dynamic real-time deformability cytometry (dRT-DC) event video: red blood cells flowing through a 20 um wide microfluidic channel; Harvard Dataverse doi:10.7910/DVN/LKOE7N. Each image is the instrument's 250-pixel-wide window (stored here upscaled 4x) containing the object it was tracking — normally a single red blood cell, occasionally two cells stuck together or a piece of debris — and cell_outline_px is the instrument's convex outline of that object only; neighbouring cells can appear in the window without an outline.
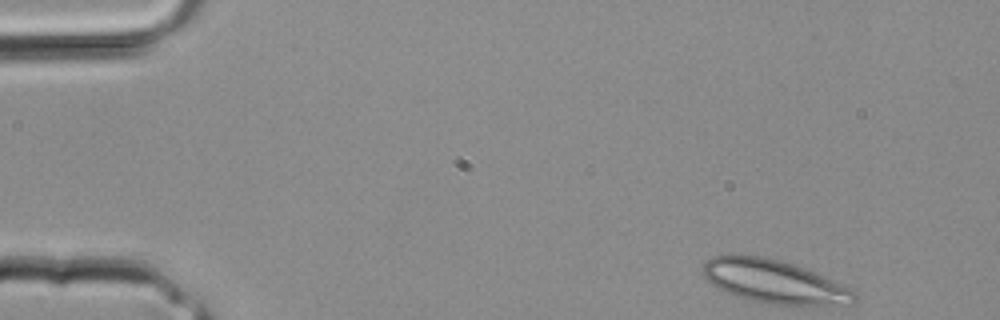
{"species": "common noctule bat (a hibernating species)", "species_latin": "Nyctalus noctula", "temperature_condition": "room temperature", "stored_images_in_passage": 2, "camera_frame_rate_fps": 3000, "um_per_image_px": 0.085, "animal": {"sex": "male", "body_mass_g": 20.4}, "frame": {"image": 1, "passage_image": 2, "time_ms": 0.333, "image_size_px": [1000, 320], "cell_outline_px": [[856, 300], [852, 304], [760, 304], [736, 296], [712, 284], [704, 276], [704, 264], [712, 256], [764, 256], [780, 260], [804, 268], [832, 280], [856, 292]], "centroid_in_image_um": [65.8, 23.94], "position_along_channel_um": 19.2, "area_um2": 37.45}}